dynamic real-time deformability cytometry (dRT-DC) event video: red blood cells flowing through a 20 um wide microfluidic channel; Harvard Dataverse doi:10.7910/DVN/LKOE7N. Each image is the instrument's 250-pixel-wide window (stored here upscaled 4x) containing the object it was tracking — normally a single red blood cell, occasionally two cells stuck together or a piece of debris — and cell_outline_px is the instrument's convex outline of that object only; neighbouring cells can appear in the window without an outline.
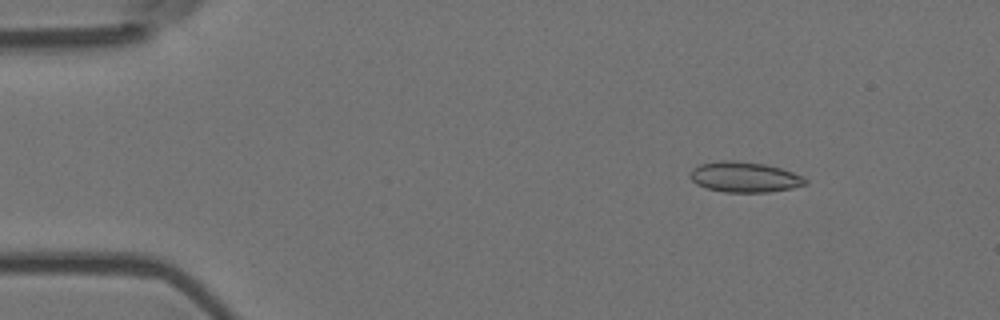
{"species": "Egyptian fruit bat (a non-hibernating species)", "species_latin": "Rousettus aegyptiacus", "temperature_condition": "room temperature", "stored_images_in_passage": 6, "camera_frame_rate_fps": 3000, "um_per_image_px": 0.085, "animal": {"sex": "female"}, "frame": {"image": 1, "passage_image": 2, "time_ms": 0.333, "image_size_px": [1000, 320], "cell_outline_px": [[808, 184], [792, 188], [768, 192], [724, 192], [708, 188], [696, 184], [692, 180], [692, 168], [700, 164], [724, 160], [732, 160], [764, 164], [780, 168], [792, 172], [808, 180]], "centroid_in_image_um": [63.3, 15.05], "position_along_channel_um": 21.7, "area_um2": 20.17}}
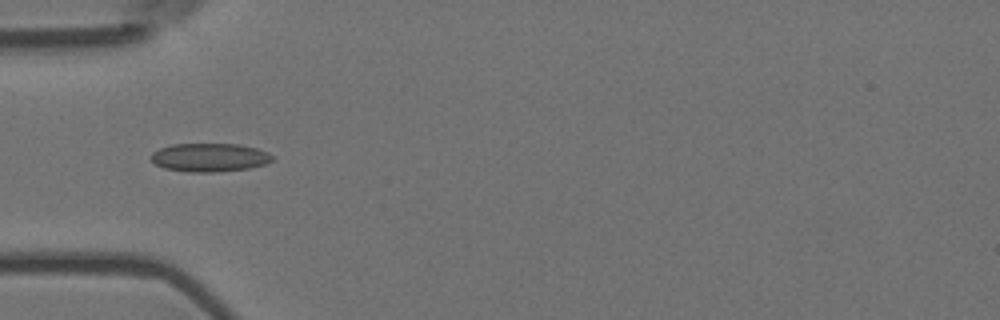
{"frame": {"image": 2, "passage_image": 5, "time_ms": 1.333, "image_size_px": [1000, 320], "cell_outline_px": [[272, 160], [264, 164], [248, 168], [216, 172], [188, 172], [164, 168], [156, 164], [148, 156], [152, 152], [160, 148], [172, 144], [240, 144], [256, 148], [268, 152], [272, 156]], "centroid_in_image_um": [17.78, 13.38], "position_along_channel_um": 67.2, "area_um2": 20.11}}
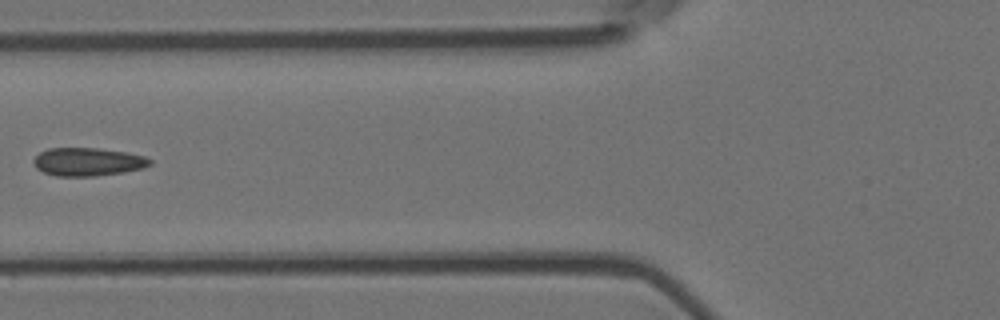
{"frame": {"image": 3, "passage_image": 6, "time_ms": 1.667, "image_size_px": [1000, 320], "cell_outline_px": [[152, 164], [144, 168], [124, 172], [96, 176], [56, 176], [44, 172], [36, 168], [32, 160], [40, 152], [48, 148], [100, 148], [128, 152], [144, 156], [152, 160]], "centroid_in_image_um": [7.49, 13.75], "position_along_channel_um": 118.3, "area_um2": 19.31}}